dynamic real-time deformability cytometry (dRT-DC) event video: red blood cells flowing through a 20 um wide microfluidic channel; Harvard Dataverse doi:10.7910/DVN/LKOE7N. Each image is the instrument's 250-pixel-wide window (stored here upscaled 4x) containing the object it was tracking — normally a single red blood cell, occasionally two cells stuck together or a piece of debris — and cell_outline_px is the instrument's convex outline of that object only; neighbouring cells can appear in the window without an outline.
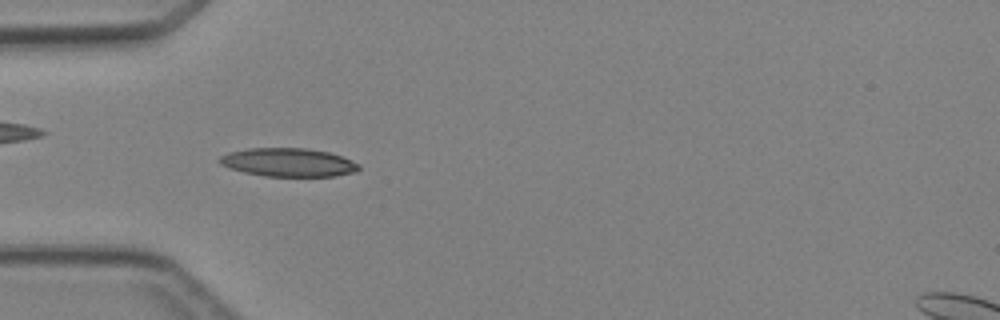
{"species": "Egyptian fruit bat (a non-hibernating species)", "species_latin": "Rousettus aegyptiacus", "temperature_condition": "cold", "stored_images_in_passage": 6, "camera_frame_rate_fps": 3000, "um_per_image_px": 0.085, "animal": {"sex": "female"}, "frame": {"image": 1, "passage_image": 4, "time_ms": 3.667, "image_size_px": [1000, 320], "cell_outline_px": [[360, 168], [356, 172], [336, 176], [264, 176], [244, 172], [228, 168], [220, 164], [216, 160], [220, 156], [228, 152], [248, 148], [308, 148], [328, 152], [352, 160], [360, 164]], "centroid_in_image_um": [24.49, 13.8], "position_along_channel_um": 60.5, "area_um2": 23.29}}
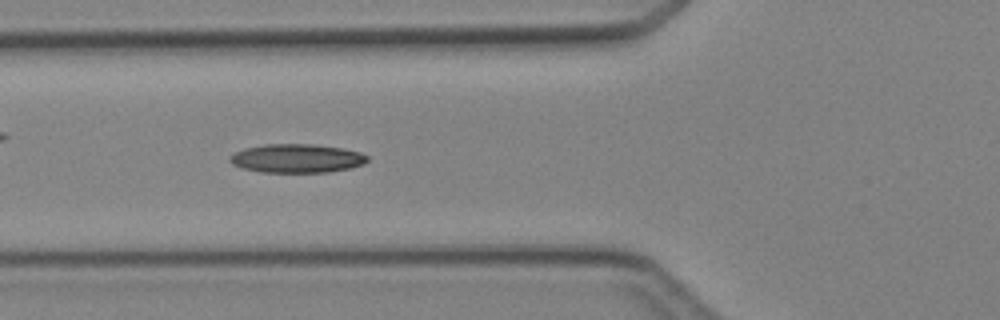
{"frame": {"image": 2, "passage_image": 5, "time_ms": 4.667, "image_size_px": [1000, 320], "cell_outline_px": [[368, 160], [364, 164], [352, 168], [328, 172], [260, 172], [240, 168], [232, 164], [228, 160], [228, 156], [244, 148], [264, 144], [312, 144], [344, 148], [360, 152], [368, 156]], "centroid_in_image_um": [25.22, 13.46], "position_along_channel_um": 100.6, "area_um2": 23.29}}
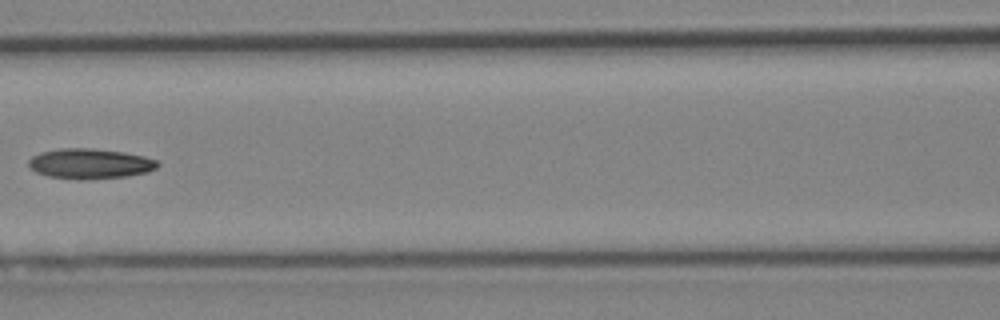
{"frame": {"image": 3, "passage_image": 6, "time_ms": 6.0, "image_size_px": [1000, 320], "cell_outline_px": [[160, 164], [156, 168], [148, 172], [128, 176], [88, 180], [84, 180], [48, 176], [36, 172], [28, 164], [28, 160], [32, 156], [40, 152], [60, 148], [92, 148], [124, 152], [144, 156], [156, 160]], "centroid_in_image_um": [7.66, 13.91], "position_along_channel_um": 158.9, "area_um2": 22.83}}